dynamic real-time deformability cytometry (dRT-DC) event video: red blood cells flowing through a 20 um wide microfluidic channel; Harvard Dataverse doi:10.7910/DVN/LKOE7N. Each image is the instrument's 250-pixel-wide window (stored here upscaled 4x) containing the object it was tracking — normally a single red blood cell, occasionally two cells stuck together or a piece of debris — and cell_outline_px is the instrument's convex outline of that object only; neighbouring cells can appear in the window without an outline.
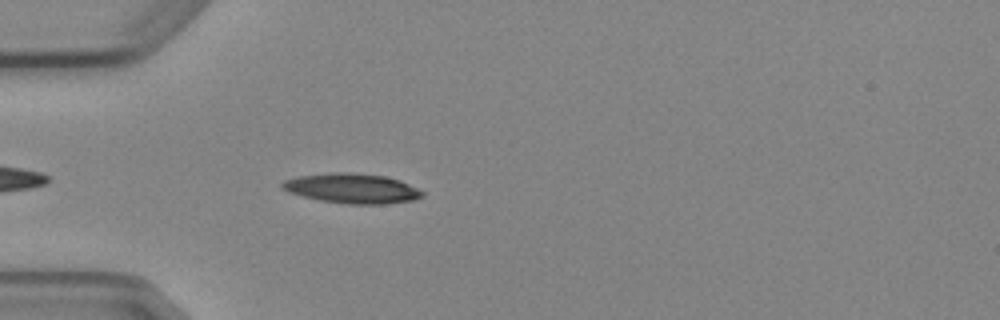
{"species": "Egyptian fruit bat (a non-hibernating species)", "species_latin": "Rousettus aegyptiacus", "temperature_condition": "cold", "stored_images_in_passage": 5, "camera_frame_rate_fps": 3000, "um_per_image_px": 0.085, "animal": {"sex": "female"}, "frame": {"image": 1, "passage_image": 5, "time_ms": 4.667, "image_size_px": [1000, 320], "cell_outline_px": [[424, 196], [412, 200], [388, 204], [348, 204], [320, 200], [288, 192], [280, 188], [280, 184], [284, 180], [296, 176], [336, 172], [348, 172], [384, 176], [400, 180], [424, 192]], "centroid_in_image_um": [29.9, 16.01], "position_along_channel_um": 55.1, "area_um2": 24.33}}